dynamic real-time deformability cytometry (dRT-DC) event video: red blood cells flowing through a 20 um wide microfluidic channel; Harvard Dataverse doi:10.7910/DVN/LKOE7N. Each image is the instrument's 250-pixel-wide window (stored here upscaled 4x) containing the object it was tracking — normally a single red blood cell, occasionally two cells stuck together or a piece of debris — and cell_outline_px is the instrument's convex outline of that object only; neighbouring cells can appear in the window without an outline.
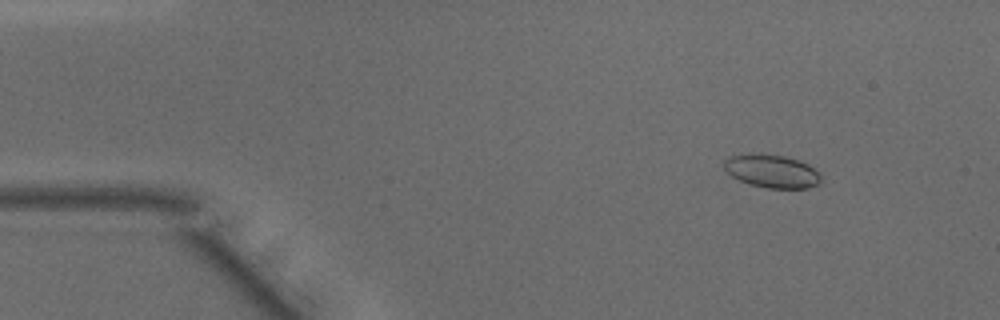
{"species": "common noctule bat (a hibernating species)", "species_latin": "Nyctalus noctula", "temperature_condition": "warm", "stored_images_in_passage": 48, "camera_frame_rate_fps": 3000, "um_per_image_px": 0.085, "animal": {"sex": "male", "body_mass_g": 15.6}, "frame": {"image": 1, "passage_image": 6, "time_ms": 1.667, "image_size_px": [1000, 320], "cell_outline_px": [[820, 184], [808, 188], [768, 188], [748, 184], [732, 176], [724, 168], [724, 160], [728, 156], [748, 152], [760, 152], [784, 156], [808, 164], [820, 176]], "centroid_in_image_um": [65.55, 14.52], "position_along_channel_um": 19.5, "area_um2": 18.9}}
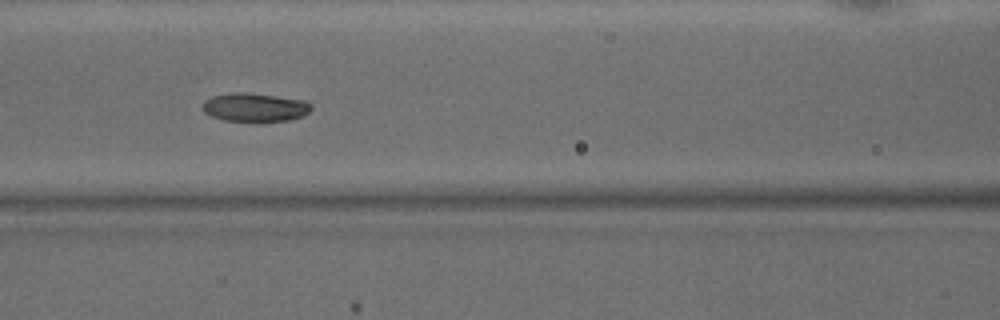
{"frame": {"image": 2, "passage_image": 21, "time_ms": 6.667, "image_size_px": [1000, 320], "cell_outline_px": [[312, 108], [304, 116], [292, 120], [260, 124], [256, 124], [224, 120], [212, 116], [204, 112], [200, 108], [204, 100], [212, 96], [232, 92], [244, 92], [304, 100], [312, 104]], "centroid_in_image_um": [21.66, 9.17], "position_along_channel_um": 144.9, "area_um2": 18.96}}
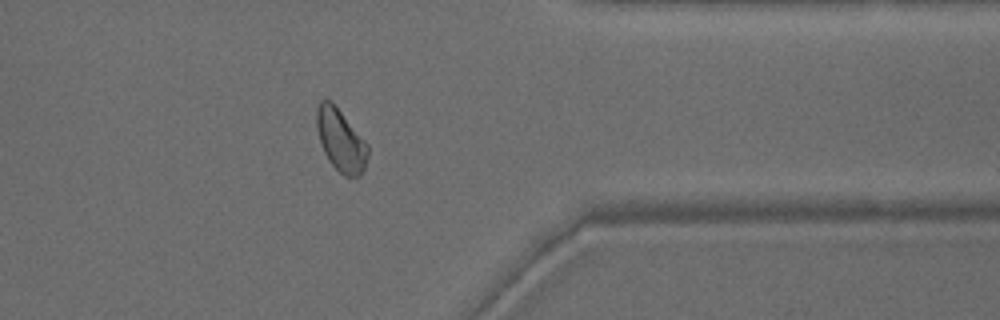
{"frame": {"image": 3, "passage_image": 39, "time_ms": 12.667, "image_size_px": [1000, 320], "cell_outline_px": [[368, 156], [364, 168], [360, 176], [344, 176], [328, 160], [324, 152], [320, 140], [316, 124], [316, 108], [320, 100], [332, 100], [368, 144]], "centroid_in_image_um": [28.96, 11.89], "position_along_channel_um": 382.4, "area_um2": 18.55}, "authors_computed_cell_mechanics": {"area_um2": 18.5827, "velocity_mm_per_s": 4.1746, "shape_relaxation_time_tau1_ms": 3.0495, "shape_relaxation_time_tau2_ms": null, "deformation_change_tau1": 0.1299, "deformation_change_tau2": null}}